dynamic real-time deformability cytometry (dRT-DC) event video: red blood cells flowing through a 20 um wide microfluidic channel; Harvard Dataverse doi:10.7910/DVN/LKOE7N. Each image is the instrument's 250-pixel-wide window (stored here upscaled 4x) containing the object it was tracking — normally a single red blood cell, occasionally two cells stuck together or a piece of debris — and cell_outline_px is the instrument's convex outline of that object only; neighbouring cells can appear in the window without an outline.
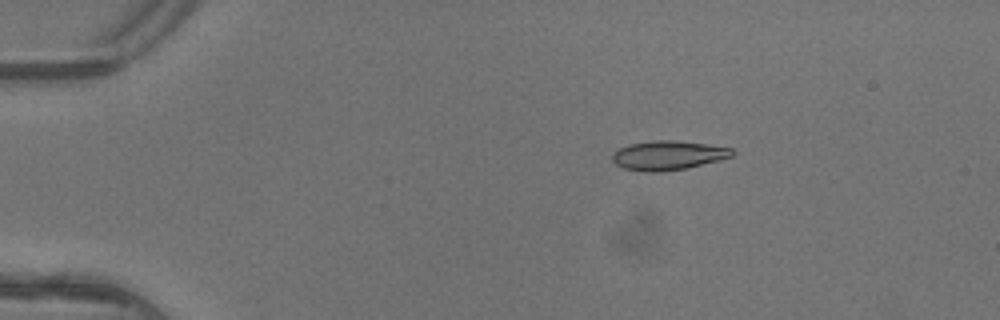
{"species": "common noctule bat (a hibernating species)", "species_latin": "Nyctalus noctula", "temperature_condition": "warm", "stored_images_in_passage": 7, "camera_frame_rate_fps": 3000, "um_per_image_px": 0.085, "animal": {"sex": "female"}, "frame": {"image": 1, "passage_image": 3, "time_ms": 0.667, "image_size_px": [1000, 320], "cell_outline_px": [[736, 152], [732, 156], [720, 160], [688, 168], [660, 172], [648, 172], [624, 168], [616, 164], [612, 160], [612, 152], [628, 144], [652, 140], [672, 140], [708, 144], [732, 148]], "centroid_in_image_um": [56.79, 13.2], "position_along_channel_um": 28.2, "area_um2": 20.58}}
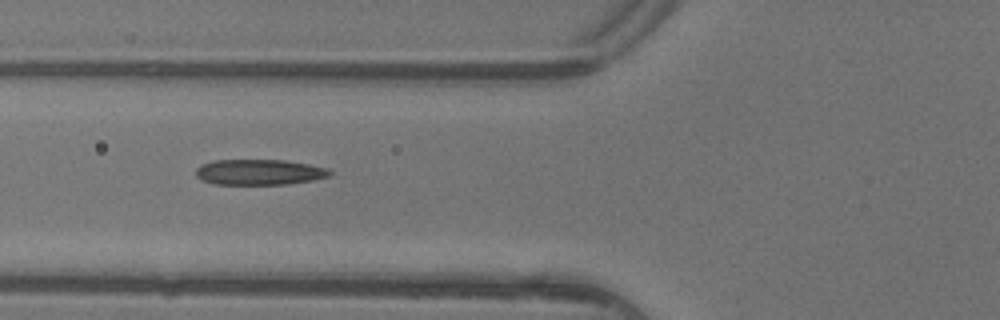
{"frame": {"image": 2, "passage_image": 6, "time_ms": 1.667, "image_size_px": [1000, 320], "cell_outline_px": [[332, 172], [328, 176], [312, 180], [288, 184], [212, 184], [200, 180], [196, 176], [196, 168], [200, 164], [212, 160], [284, 160], [308, 164], [328, 168]], "centroid_in_image_um": [21.98, 14.63], "position_along_channel_um": 103.8, "area_um2": 20.06}}
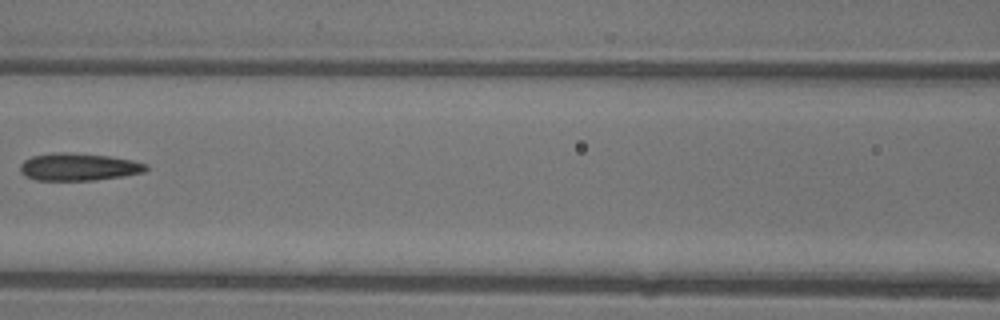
{"frame": {"image": 3, "passage_image": 7, "time_ms": 2.0, "image_size_px": [1000, 320], "cell_outline_px": [[148, 168], [144, 172], [124, 176], [96, 180], [36, 180], [24, 176], [20, 172], [20, 164], [24, 160], [32, 156], [56, 152], [68, 152], [108, 156], [132, 160], [148, 164]], "centroid_in_image_um": [6.67, 14.19], "position_along_channel_um": 159.9, "area_um2": 20.23}}